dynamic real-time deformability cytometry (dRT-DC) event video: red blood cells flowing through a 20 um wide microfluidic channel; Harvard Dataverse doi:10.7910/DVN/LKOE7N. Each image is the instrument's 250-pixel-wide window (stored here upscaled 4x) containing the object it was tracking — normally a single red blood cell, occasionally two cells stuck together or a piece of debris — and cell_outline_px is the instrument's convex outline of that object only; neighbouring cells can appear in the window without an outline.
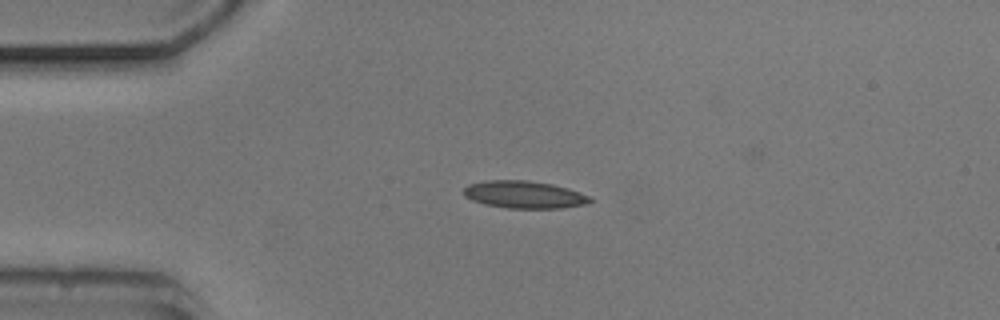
{"species": "common noctule bat (a hibernating species)", "species_latin": "Nyctalus noctula", "temperature_condition": "cold", "stored_images_in_passage": 42, "camera_frame_rate_fps": 3000, "um_per_image_px": 0.085, "animal": {"sex": "male", "body_mass_g": 20.5, "forearm_length_mm": 52.5}, "frame": {"image": 1, "passage_image": 1, "time_ms": 0.0, "image_size_px": [1000, 320], "cell_outline_px": [[592, 200], [584, 204], [564, 208], [508, 208], [484, 204], [472, 200], [464, 196], [464, 188], [468, 184], [484, 180], [528, 180], [552, 184], [568, 188], [592, 196]], "centroid_in_image_um": [44.56, 16.53], "position_along_channel_um": 40.4, "area_um2": 20.29}}
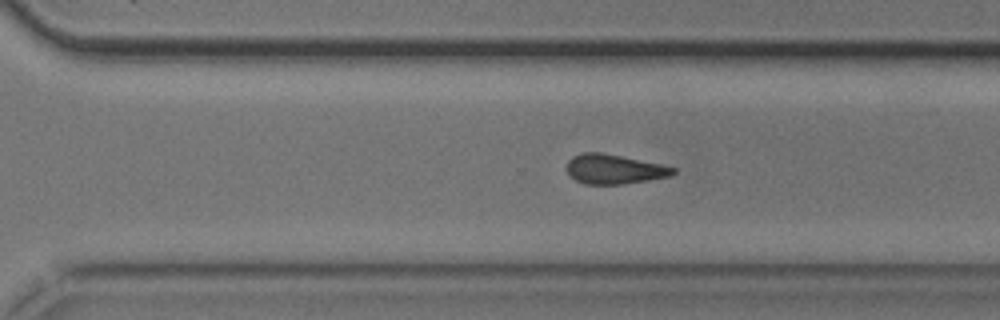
{"frame": {"image": 2, "passage_image": 25, "time_ms": 8.0, "image_size_px": [1000, 320], "cell_outline_px": [[676, 172], [668, 176], [648, 180], [624, 184], [584, 184], [576, 180], [564, 168], [568, 160], [572, 156], [584, 152], [600, 152], [660, 164], [676, 168]], "centroid_in_image_um": [52.15, 14.38], "position_along_channel_um": 318.4, "area_um2": 18.21}}
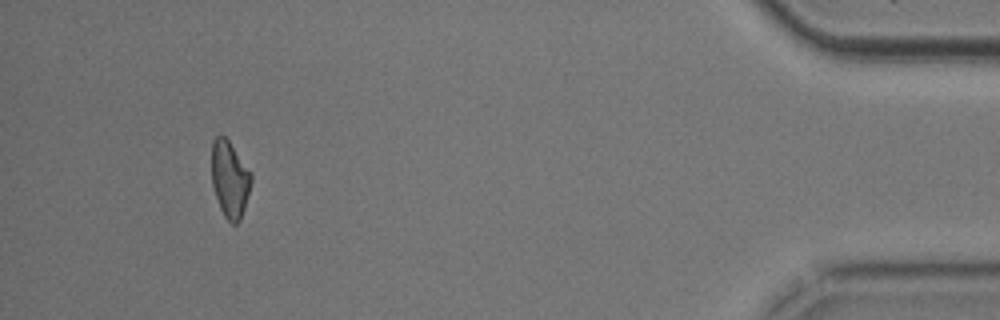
{"frame": {"image": 3, "passage_image": 38, "time_ms": 12.333, "image_size_px": [1000, 320], "cell_outline_px": [[252, 180], [244, 208], [240, 220], [236, 224], [232, 224], [224, 216], [220, 208], [212, 184], [212, 140], [220, 132], [228, 140], [252, 172]], "centroid_in_image_um": [19.53, 15.2], "position_along_channel_um": 415.7, "area_um2": 17.69}, "authors_computed_cell_mechanics": {"area_um2": 18.7272, "velocity_mm_per_s": 3.7958, "shape_relaxation_time_tau1_ms": 7.2461, "shape_relaxation_time_tau2_ms": 8.4253, "deformation_change_tau1": 0.1698, "deformation_change_tau2": 0.1991}}